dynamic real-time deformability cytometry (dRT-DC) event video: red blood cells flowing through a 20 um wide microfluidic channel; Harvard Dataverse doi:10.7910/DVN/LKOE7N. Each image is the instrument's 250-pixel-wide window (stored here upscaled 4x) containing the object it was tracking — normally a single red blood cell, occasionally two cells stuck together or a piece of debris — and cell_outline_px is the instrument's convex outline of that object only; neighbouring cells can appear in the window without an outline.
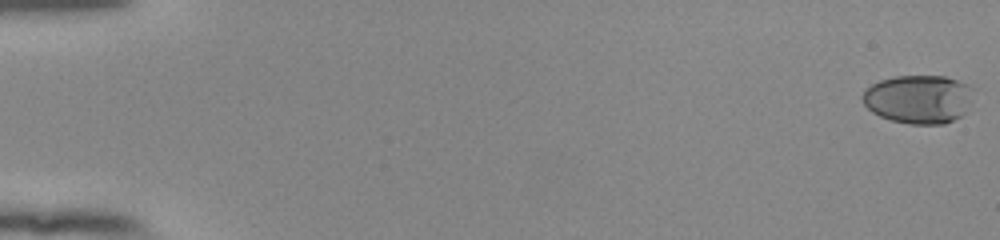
{"species": "human", "species_latin": "Homo sapiens", "temperature_condition": "room temperature", "stored_images_in_passage": 54, "camera_frame_rate_fps": 3000, "um_per_image_px": 0.085, "donor": {"sex": "female"}, "frame": {"image": 1, "passage_image": 1, "time_ms": 0.0, "image_size_px": [1000, 240], "cell_outline_px": [[968, 88], [964, 112], [960, 116], [944, 124], [908, 124], [892, 120], [880, 116], [872, 112], [864, 104], [860, 96], [864, 88], [880, 80], [892, 76], [944, 76], [968, 84]], "centroid_in_image_um": [77.93, 8.42], "position_along_channel_um": 7.1, "area_um2": 30.81}}
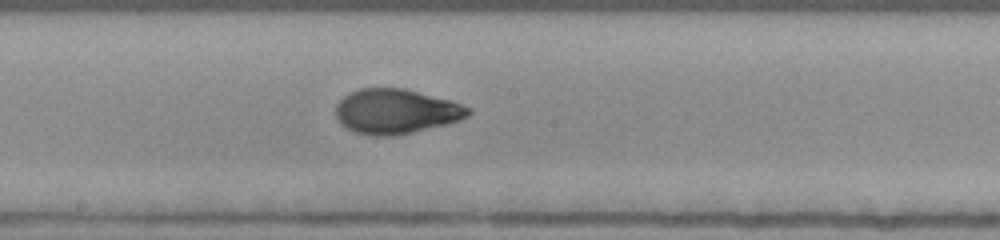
{"frame": {"image": 2, "passage_image": 31, "time_ms": 10.0, "image_size_px": [1000, 240], "cell_outline_px": [[472, 112], [468, 116], [460, 120], [448, 124], [412, 132], [392, 136], [376, 136], [356, 132], [340, 124], [336, 116], [336, 104], [348, 92], [360, 88], [404, 88], [452, 100], [472, 108]], "centroid_in_image_um": [33.68, 9.46], "position_along_channel_um": 214.5, "area_um2": 34.8}}
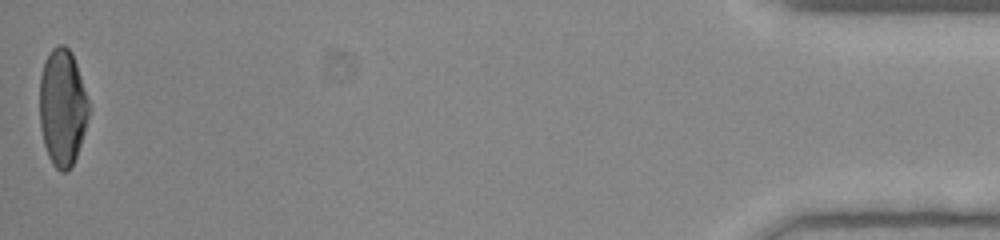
{"frame": {"image": 3, "passage_image": 54, "time_ms": 17.667, "image_size_px": [1000, 240], "cell_outline_px": [[88, 116], [84, 132], [76, 156], [72, 164], [64, 172], [60, 172], [52, 164], [48, 156], [44, 144], [40, 128], [40, 76], [44, 60], [52, 48], [60, 44], [64, 44], [72, 52], [88, 100]], "centroid_in_image_um": [5.28, 9.11], "position_along_channel_um": 429.9, "area_um2": 33.23}, "authors_computed_cell_mechanics": {"area_um2": 33.7841, "velocity_mm_per_s": 3.9592, "shape_relaxation_time_tau1_ms": 5.0285, "shape_relaxation_time_tau2_ms": 0.8793, "deformation_change_tau1": 0.2138, "deformation_change_tau2": 0.0577}}